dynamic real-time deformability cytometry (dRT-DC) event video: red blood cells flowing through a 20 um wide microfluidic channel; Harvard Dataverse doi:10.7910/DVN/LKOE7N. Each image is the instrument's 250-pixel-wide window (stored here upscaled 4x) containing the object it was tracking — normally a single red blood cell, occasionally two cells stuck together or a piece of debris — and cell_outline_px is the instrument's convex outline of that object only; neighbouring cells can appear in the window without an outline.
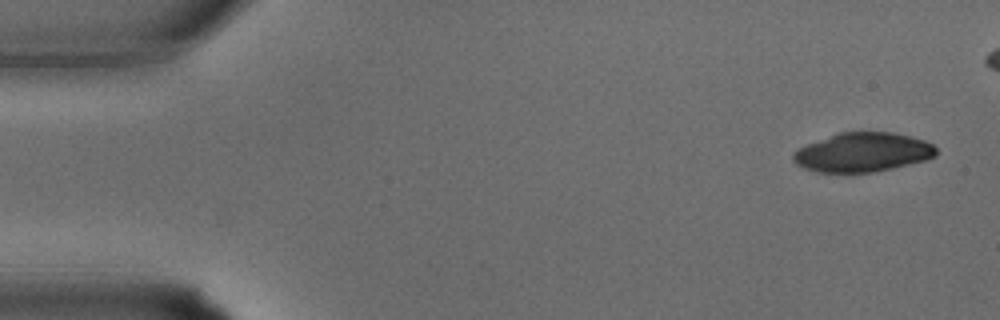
{"species": "common noctule bat (a hibernating species)", "species_latin": "Nyctalus noctula", "temperature_condition": "warm", "stored_images_in_passage": 2, "camera_frame_rate_fps": 3000, "um_per_image_px": 0.085, "animal": {"sex": "male", "body_mass_g": 15.6}, "frame": {"image": 1, "passage_image": 2, "time_ms": 0.333, "image_size_px": [1000, 320], "cell_outline_px": [[936, 156], [928, 160], [892, 168], [872, 172], [816, 172], [804, 168], [796, 164], [792, 160], [792, 152], [808, 144], [840, 132], [892, 132], [924, 140], [932, 144], [936, 148]], "centroid_in_image_um": [73.34, 12.95], "position_along_channel_um": 11.7, "area_um2": 32.48}}